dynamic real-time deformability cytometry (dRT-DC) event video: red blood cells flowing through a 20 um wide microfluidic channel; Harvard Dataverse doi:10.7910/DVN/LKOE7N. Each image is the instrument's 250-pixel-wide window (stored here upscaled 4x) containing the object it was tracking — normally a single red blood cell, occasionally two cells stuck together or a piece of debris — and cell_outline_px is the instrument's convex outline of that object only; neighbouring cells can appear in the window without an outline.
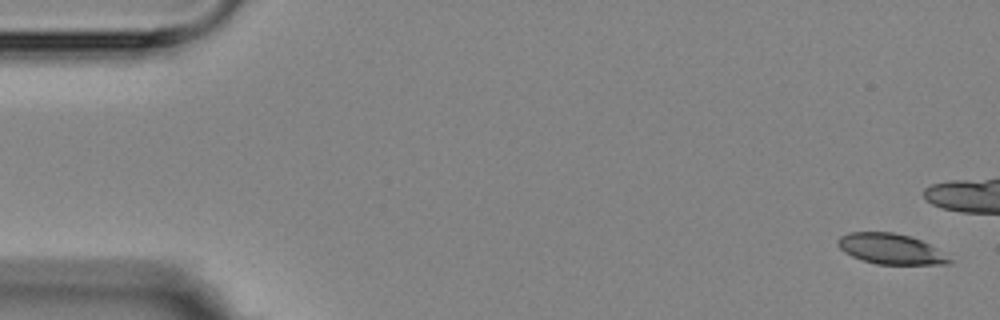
{"species": "Egyptian fruit bat (a non-hibernating species)", "species_latin": "Rousettus aegyptiacus", "temperature_condition": "room temperature", "stored_images_in_passage": 6, "camera_frame_rate_fps": 3000, "um_per_image_px": 0.085, "animal": {"sex": "female"}, "frame": {"image": 1, "passage_image": 1, "time_ms": 0.0, "image_size_px": [1000, 320], "cell_outline_px": [[952, 264], [876, 264], [852, 256], [844, 252], [836, 244], [836, 240], [840, 236], [848, 232], [892, 232], [908, 236], [920, 240], [936, 248], [952, 260]], "centroid_in_image_um": [75.67, 21.15], "position_along_channel_um": 9.3, "area_um2": 19.65}}